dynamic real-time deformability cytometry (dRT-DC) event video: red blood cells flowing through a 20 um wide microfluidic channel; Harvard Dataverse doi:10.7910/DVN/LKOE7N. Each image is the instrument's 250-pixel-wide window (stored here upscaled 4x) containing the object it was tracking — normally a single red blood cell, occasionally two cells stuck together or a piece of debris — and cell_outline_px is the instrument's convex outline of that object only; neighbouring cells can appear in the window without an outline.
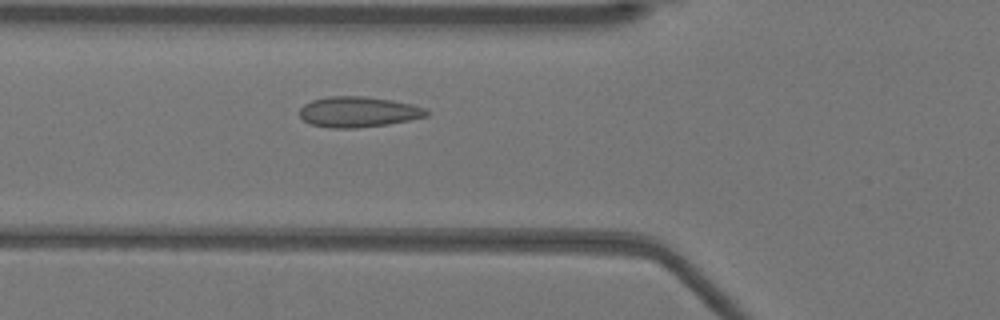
{"species": "Egyptian fruit bat (a non-hibernating species)", "species_latin": "Rousettus aegyptiacus", "temperature_condition": "warm", "stored_images_in_passage": 12, "camera_frame_rate_fps": 3000, "um_per_image_px": 0.085, "animal": {"sex": "female"}, "frame": {"image": 1, "passage_image": 3, "time_ms": 0.667, "image_size_px": [1000, 320], "cell_outline_px": [[432, 112], [428, 116], [388, 124], [356, 128], [328, 128], [312, 124], [304, 120], [300, 116], [300, 108], [304, 104], [312, 100], [328, 96], [364, 96], [392, 100], [412, 104], [424, 108]], "centroid_in_image_um": [30.47, 9.51], "position_along_channel_um": 95.3, "area_um2": 22.66}}
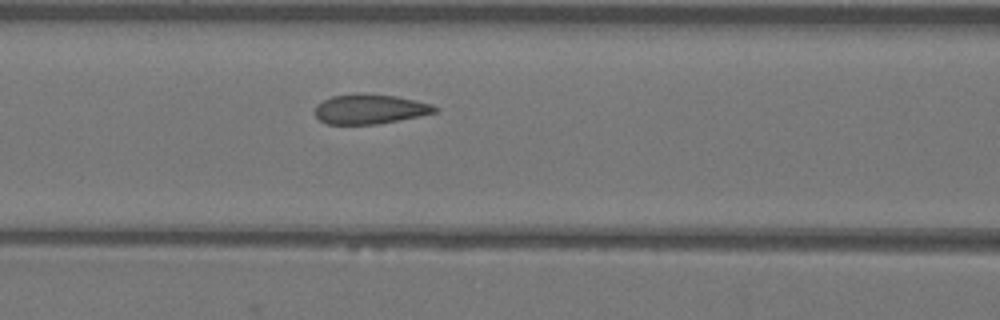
{"frame": {"image": 2, "passage_image": 6, "time_ms": 1.667, "image_size_px": [1000, 320], "cell_outline_px": [[440, 108], [436, 112], [420, 116], [376, 124], [328, 124], [320, 120], [316, 116], [316, 104], [332, 96], [356, 92], [396, 96], [432, 104]], "centroid_in_image_um": [31.45, 9.26], "position_along_channel_um": 135.2, "area_um2": 20.81}}
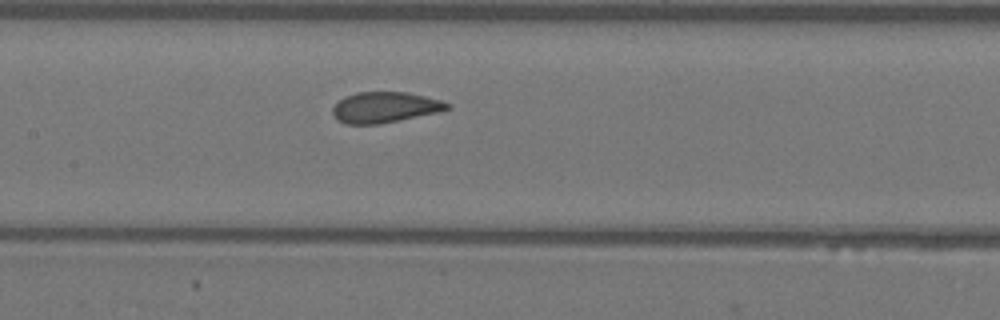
{"frame": {"image": 3, "passage_image": 9, "time_ms": 2.667, "image_size_px": [1000, 320], "cell_outline_px": [[452, 108], [436, 112], [380, 124], [344, 124], [336, 120], [332, 112], [332, 108], [340, 100], [356, 92], [408, 92], [440, 100], [452, 104]], "centroid_in_image_um": [32.71, 9.12], "position_along_channel_um": 174.7, "area_um2": 20.4}}